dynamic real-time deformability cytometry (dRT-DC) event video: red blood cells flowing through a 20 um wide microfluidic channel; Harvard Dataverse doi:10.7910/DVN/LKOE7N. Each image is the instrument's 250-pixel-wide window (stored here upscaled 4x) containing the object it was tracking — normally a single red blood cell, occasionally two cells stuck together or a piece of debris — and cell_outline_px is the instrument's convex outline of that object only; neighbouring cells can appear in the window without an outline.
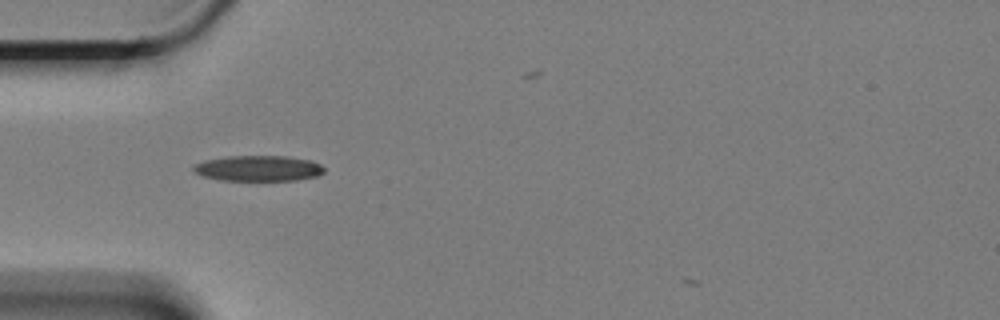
{"species": "Egyptian fruit bat (a non-hibernating species)", "species_latin": "Rousettus aegyptiacus", "temperature_condition": "cold", "stored_images_in_passage": 33, "camera_frame_rate_fps": 3000, "um_per_image_px": 0.085, "animal": {"sex": "female"}, "frame": {"image": 1, "passage_image": 1, "time_ms": 0.0, "image_size_px": [1000, 320], "cell_outline_px": [[324, 172], [316, 176], [296, 180], [220, 180], [200, 176], [192, 172], [192, 164], [204, 160], [228, 156], [288, 156], [312, 160], [320, 164], [324, 168]], "centroid_in_image_um": [21.9, 14.3], "position_along_channel_um": 63.1, "area_um2": 19.77}}
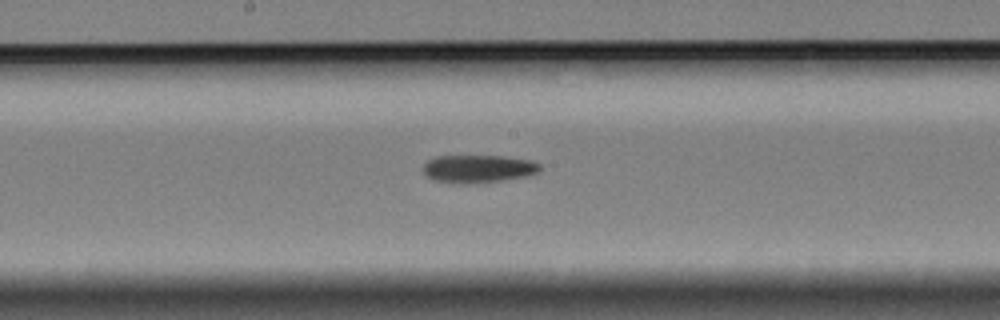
{"frame": {"image": 2, "passage_image": 14, "time_ms": 4.333, "image_size_px": [1000, 320], "cell_outline_px": [[540, 172], [524, 176], [500, 180], [460, 184], [456, 184], [436, 180], [424, 176], [424, 164], [428, 160], [436, 156], [504, 156], [532, 160], [540, 164]], "centroid_in_image_um": [40.63, 14.33], "position_along_channel_um": 207.6, "area_um2": 18.84}}
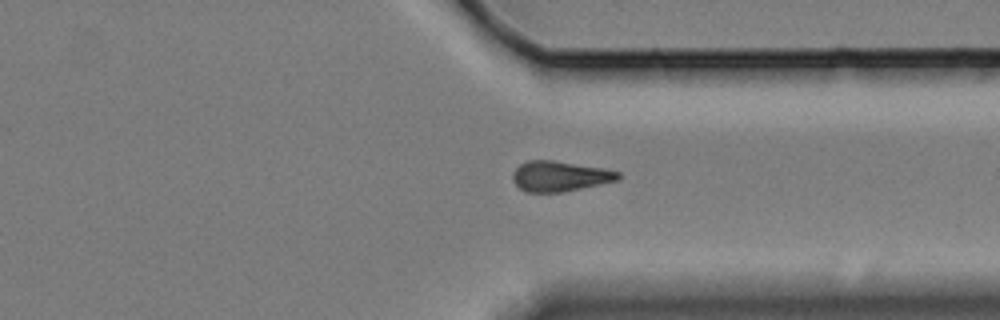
{"frame": {"image": 3, "passage_image": 28, "time_ms": 9.0, "image_size_px": [1000, 320], "cell_outline_px": [[620, 180], [560, 192], [524, 192], [512, 180], [512, 172], [520, 164], [528, 160], [552, 160], [604, 168], [620, 172]], "centroid_in_image_um": [47.57, 14.97], "position_along_channel_um": 363.8, "area_um2": 18.61}}